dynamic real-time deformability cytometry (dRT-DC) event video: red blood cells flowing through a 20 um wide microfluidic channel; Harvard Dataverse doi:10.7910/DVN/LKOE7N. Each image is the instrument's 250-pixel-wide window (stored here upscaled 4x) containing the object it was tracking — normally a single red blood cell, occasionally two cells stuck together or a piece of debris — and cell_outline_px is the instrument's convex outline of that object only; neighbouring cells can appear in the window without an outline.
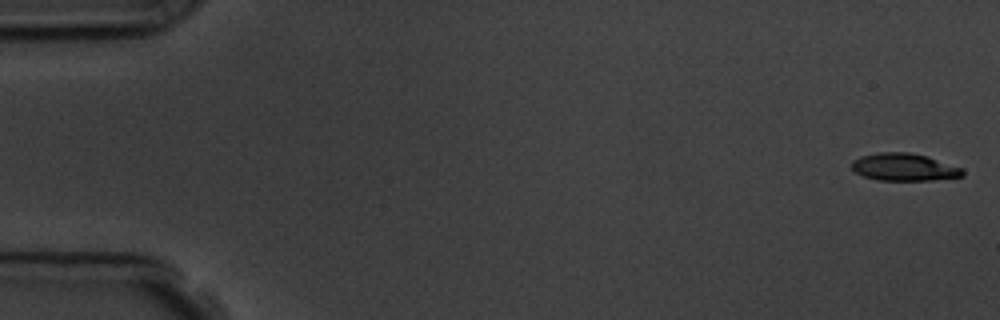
{"species": "common noctule bat (a hibernating species)", "species_latin": "Nyctalus noctula", "temperature_condition": "room temperature", "stored_images_in_passage": 10, "camera_frame_rate_fps": 3000, "um_per_image_px": 0.085, "animal": {"sex": "male", "body_mass_g": 19.5, "forearm_length_mm": 54.6}, "frame": {"image": 1, "passage_image": 1, "time_ms": 0.0, "image_size_px": [1000, 320], "cell_outline_px": [[964, 176], [932, 180], [876, 180], [864, 176], [856, 172], [852, 168], [852, 160], [860, 156], [880, 152], [912, 152], [928, 156], [964, 168]], "centroid_in_image_um": [76.88, 14.19], "position_along_channel_um": 8.1, "area_um2": 17.92}}
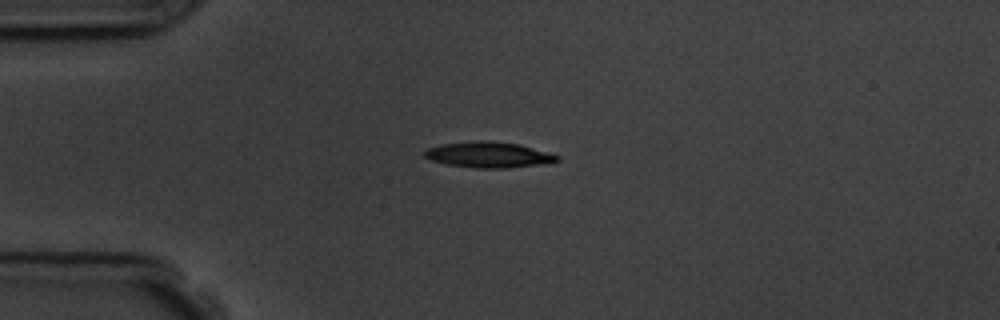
{"frame": {"image": 2, "passage_image": 5, "time_ms": 4.333, "image_size_px": [1000, 320], "cell_outline_px": [[560, 160], [552, 164], [508, 168], [476, 168], [444, 164], [432, 160], [424, 156], [424, 152], [428, 148], [440, 144], [476, 140], [488, 140], [520, 144], [548, 152], [560, 156]], "centroid_in_image_um": [41.6, 13.16], "position_along_channel_um": 43.4, "area_um2": 20.35}}